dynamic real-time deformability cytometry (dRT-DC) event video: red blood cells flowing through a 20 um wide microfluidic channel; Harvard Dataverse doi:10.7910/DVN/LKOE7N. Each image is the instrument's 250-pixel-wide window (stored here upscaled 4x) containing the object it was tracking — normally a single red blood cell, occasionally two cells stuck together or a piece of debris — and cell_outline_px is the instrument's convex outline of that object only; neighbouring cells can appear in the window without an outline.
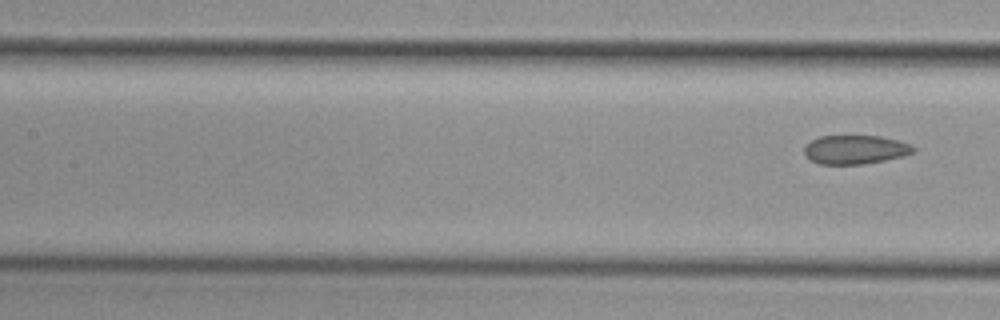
{"species": "common noctule bat (a hibernating species)", "species_latin": "Nyctalus noctula", "temperature_condition": "cold", "stored_images_in_passage": 8, "segment_of_instrument_passage": [2, 2], "camera_frame_rate_fps": 3000, "um_per_image_px": 0.085, "animal": {"sex": "female", "body_mass_g": 29.2, "forearm_length_mm": 56.3}, "frame": {"image": 1, "passage_image": 8, "time_ms": 10.667, "image_size_px": [1000, 320], "cell_outline_px": [[916, 148], [912, 152], [904, 156], [864, 164], [820, 164], [812, 160], [804, 152], [804, 148], [812, 140], [820, 136], [880, 136], [900, 140], [912, 144]], "centroid_in_image_um": [72.75, 12.71], "position_along_channel_um": 134.7, "area_um2": 18.26}}